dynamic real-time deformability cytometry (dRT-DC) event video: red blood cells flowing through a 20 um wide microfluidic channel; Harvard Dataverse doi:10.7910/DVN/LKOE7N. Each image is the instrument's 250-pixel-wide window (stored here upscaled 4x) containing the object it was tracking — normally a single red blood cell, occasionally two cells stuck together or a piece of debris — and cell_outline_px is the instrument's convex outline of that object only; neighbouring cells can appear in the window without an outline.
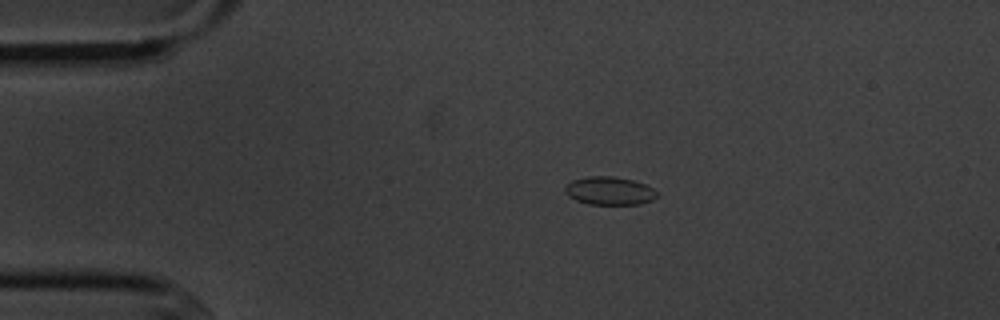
{"species": "common noctule bat (a hibernating species)", "species_latin": "Nyctalus noctula", "temperature_condition": "cold", "stored_images_in_passage": 3, "camera_frame_rate_fps": 3000, "um_per_image_px": 0.085, "animal": {"sex": "male", "body_mass_g": 20.1, "forearm_length_mm": 53.5}, "frame": {"image": 1, "passage_image": 2, "time_ms": 1.667, "image_size_px": [1000, 320], "cell_outline_px": [[656, 196], [652, 200], [640, 204], [588, 204], [576, 200], [568, 196], [564, 192], [564, 188], [572, 180], [588, 176], [612, 176], [632, 180], [644, 184], [652, 188], [656, 192]], "centroid_in_image_um": [51.76, 16.22], "position_along_channel_um": 33.2, "area_um2": 14.97}}